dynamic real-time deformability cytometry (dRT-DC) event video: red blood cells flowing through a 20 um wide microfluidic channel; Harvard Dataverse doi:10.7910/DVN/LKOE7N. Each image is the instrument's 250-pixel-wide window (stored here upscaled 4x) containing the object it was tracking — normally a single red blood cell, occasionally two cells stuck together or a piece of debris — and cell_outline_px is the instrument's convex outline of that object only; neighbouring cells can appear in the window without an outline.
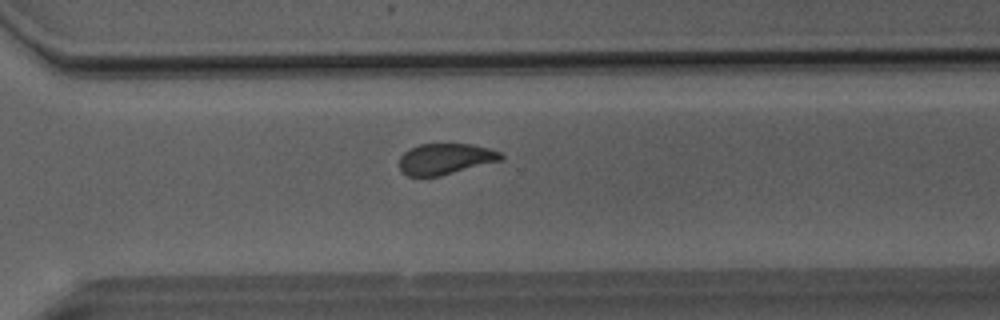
{"species": "Egyptian fruit bat (a non-hibernating species)", "species_latin": "Rousettus aegyptiacus", "temperature_condition": "room temperature", "stored_images_in_passage": 36, "camera_frame_rate_fps": 3000, "um_per_image_px": 0.085, "animal": {"sex": "male"}, "frame": {"image": 1, "passage_image": 31, "time_ms": 10.0, "image_size_px": [1000, 320], "cell_outline_px": [[504, 160], [440, 176], [408, 176], [400, 172], [400, 156], [404, 152], [420, 144], [472, 144], [488, 148], [500, 152], [504, 156]], "centroid_in_image_um": [37.88, 13.51], "position_along_channel_um": 332.7, "area_um2": 18.44}}